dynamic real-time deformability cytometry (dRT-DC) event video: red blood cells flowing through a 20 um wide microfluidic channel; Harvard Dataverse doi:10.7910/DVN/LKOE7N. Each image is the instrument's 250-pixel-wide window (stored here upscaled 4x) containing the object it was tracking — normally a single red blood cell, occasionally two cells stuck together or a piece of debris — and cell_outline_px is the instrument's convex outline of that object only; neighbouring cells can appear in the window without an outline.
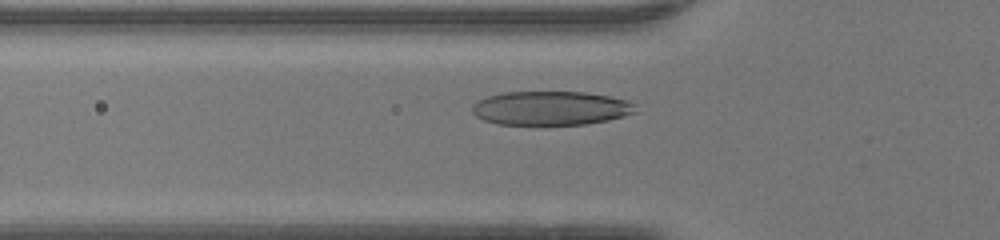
{"species": "human", "species_latin": "Homo sapiens", "temperature_condition": "warm", "stored_images_in_passage": 29, "camera_frame_rate_fps": 3000, "um_per_image_px": 0.085, "donor": {"sex": "female"}, "frame": {"image": 1, "passage_image": 3, "time_ms": 0.667, "image_size_px": [1000, 240], "cell_outline_px": [[640, 112], [608, 120], [584, 124], [500, 124], [484, 120], [476, 116], [472, 112], [472, 104], [476, 100], [500, 92], [584, 92], [608, 96], [628, 100], [636, 104]], "centroid_in_image_um": [46.85, 9.18], "position_along_channel_um": 79.0, "area_um2": 32.54}}
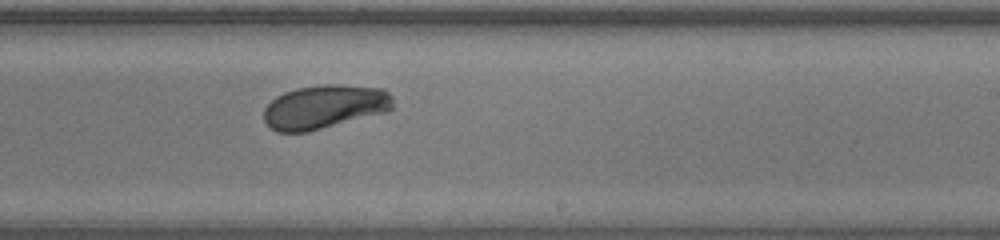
{"frame": {"image": 2, "passage_image": 16, "time_ms": 5.0, "image_size_px": [1000, 240], "cell_outline_px": [[392, 108], [384, 112], [308, 132], [276, 132], [264, 120], [264, 108], [276, 96], [284, 92], [296, 88], [324, 84], [336, 84], [384, 88], [392, 96]], "centroid_in_image_um": [27.57, 9.07], "position_along_channel_um": 261.4, "area_um2": 32.89}}
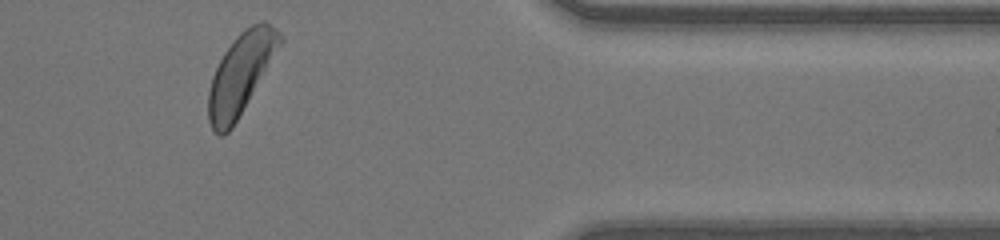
{"frame": {"image": 3, "passage_image": 27, "time_ms": 8.667, "image_size_px": [1000, 240], "cell_outline_px": [[284, 40], [232, 128], [224, 136], [220, 136], [212, 132], [208, 120], [208, 92], [212, 76], [224, 52], [236, 36], [240, 32], [252, 24], [260, 20], [264, 20], [276, 28], [280, 32]], "centroid_in_image_um": [20.45, 6.28], "position_along_channel_um": 391.0, "area_um2": 33.47}, "authors_computed_cell_mechanics": {"area_um2": 32.5992, "velocity_mm_per_s": 4.216, "shape_relaxation_time_tau1_ms": 1.731, "shape_relaxation_time_tau2_ms": null, "deformation_change_tau1": 0.1306, "deformation_change_tau2": null}}